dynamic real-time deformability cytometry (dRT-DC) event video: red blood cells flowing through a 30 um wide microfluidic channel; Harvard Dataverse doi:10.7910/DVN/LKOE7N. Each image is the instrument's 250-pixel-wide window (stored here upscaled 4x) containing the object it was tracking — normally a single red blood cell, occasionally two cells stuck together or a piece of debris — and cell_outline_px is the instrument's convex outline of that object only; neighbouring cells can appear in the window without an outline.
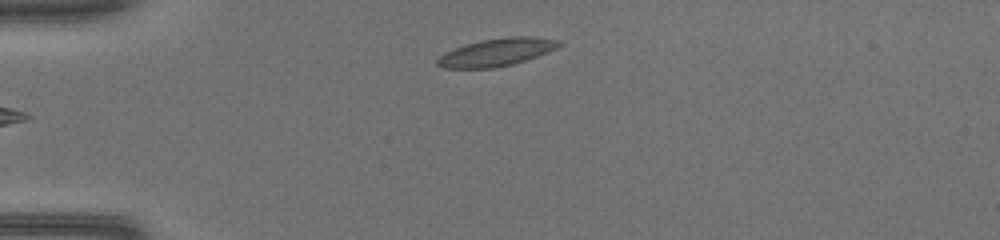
{"species": "common noctule bat (a hibernating species)", "species_latin": "Nyctalus noctula", "temperature_condition": "warm", "stored_images_in_passage": 31, "camera_frame_rate_fps": 3000, "um_per_image_px": 0.085, "animal": {"sex": "female", "body_mass_g": 17.0, "forearm_length_mm": 48.0}, "frame": {"image": 1, "passage_image": 1, "time_ms": 0.0, "image_size_px": [1000, 240], "cell_outline_px": [[564, 44], [548, 52], [512, 64], [492, 68], [444, 68], [436, 64], [436, 60], [444, 52], [464, 44], [480, 40], [508, 36], [528, 36], [560, 40]], "centroid_in_image_um": [42.2, 4.42], "position_along_channel_um": 42.8, "area_um2": 19.65}}
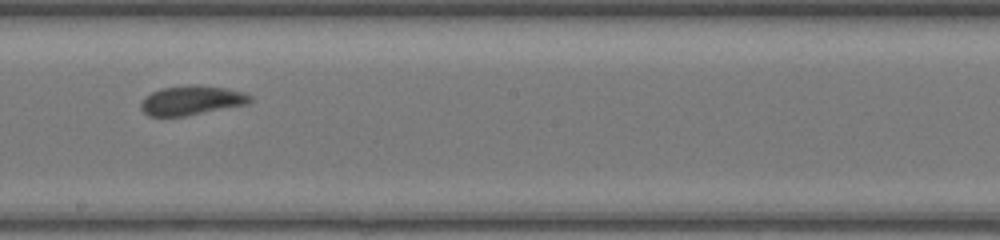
{"frame": {"image": 2, "passage_image": 16, "time_ms": 5.0, "image_size_px": [1000, 240], "cell_outline_px": [[252, 100], [248, 104], [184, 116], [148, 116], [140, 108], [140, 104], [152, 92], [160, 88], [228, 88], [244, 92], [252, 96]], "centroid_in_image_um": [16.31, 8.58], "position_along_channel_um": 231.9, "area_um2": 17.69}}
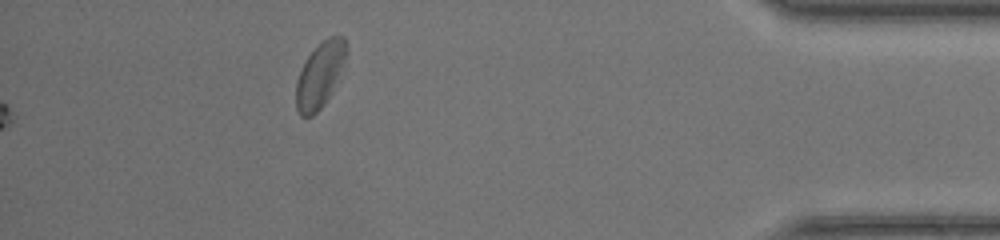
{"frame": {"image": 3, "passage_image": 31, "time_ms": 10.0, "image_size_px": [1000, 240], "cell_outline_px": [[348, 52], [332, 92], [324, 104], [312, 116], [300, 116], [296, 108], [296, 84], [300, 72], [308, 56], [328, 36], [344, 36], [348, 48]], "centroid_in_image_um": [27.21, 6.37], "position_along_channel_um": 408.0, "area_um2": 18.84}}